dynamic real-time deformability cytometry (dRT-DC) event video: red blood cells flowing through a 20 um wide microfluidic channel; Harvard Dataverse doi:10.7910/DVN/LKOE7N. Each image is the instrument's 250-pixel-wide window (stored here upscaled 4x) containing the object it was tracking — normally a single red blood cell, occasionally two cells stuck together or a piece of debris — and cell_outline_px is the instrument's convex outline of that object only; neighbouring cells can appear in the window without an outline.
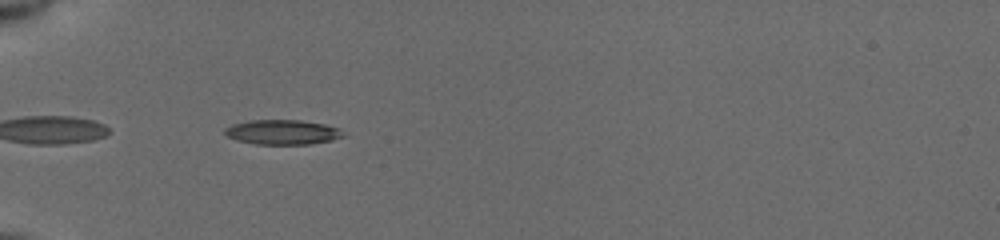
{"species": "common noctule bat (a hibernating species)", "species_latin": "Nyctalus noctula", "temperature_condition": "cold", "stored_images_in_passage": 9, "camera_frame_rate_fps": 3000, "um_per_image_px": 0.085, "animal": {"sex": "female", "body_mass_g": 19.5, "forearm_length_mm": 54.1}, "frame": {"image": 1, "passage_image": 1, "time_ms": 0.0, "image_size_px": [1000, 240], "cell_outline_px": [[344, 136], [332, 140], [308, 144], [256, 144], [236, 140], [224, 136], [224, 128], [232, 124], [248, 120], [300, 120], [324, 124], [340, 128], [344, 132]], "centroid_in_image_um": [23.98, 11.23], "position_along_channel_um": 61.0, "area_um2": 17.22}}
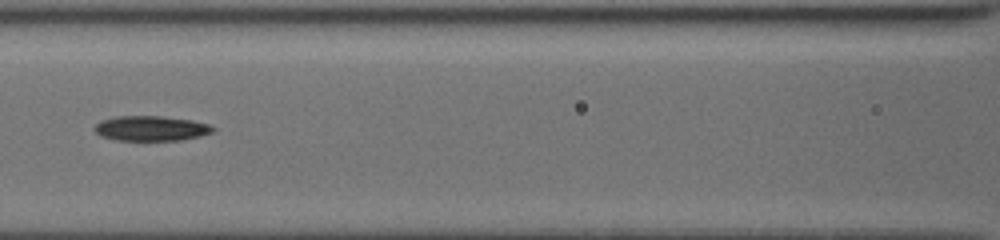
{"frame": {"image": 2, "passage_image": 7, "time_ms": 2.0, "image_size_px": [1000, 240], "cell_outline_px": [[216, 128], [212, 132], [200, 136], [180, 140], [116, 140], [100, 136], [92, 128], [100, 120], [112, 116], [160, 116], [192, 120], [208, 124]], "centroid_in_image_um": [12.79, 10.9], "position_along_channel_um": 153.8, "area_um2": 17.34}}